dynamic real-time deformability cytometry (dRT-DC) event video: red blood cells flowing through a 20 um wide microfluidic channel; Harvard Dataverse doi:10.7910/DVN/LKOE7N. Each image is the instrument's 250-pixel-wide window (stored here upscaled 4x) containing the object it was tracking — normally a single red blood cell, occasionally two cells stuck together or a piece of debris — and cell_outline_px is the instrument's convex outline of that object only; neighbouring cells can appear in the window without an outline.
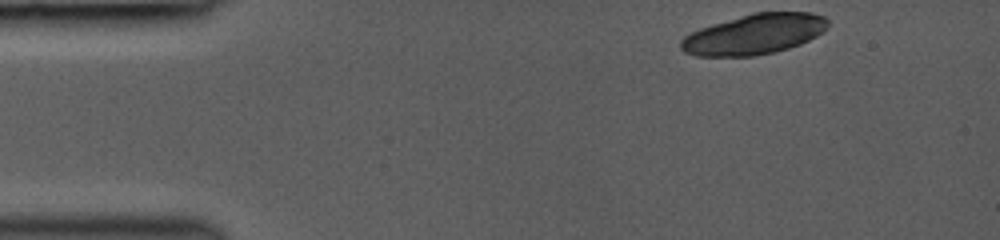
{"species": "common noctule bat (a hibernating species)", "species_latin": "Nyctalus noctula", "temperature_condition": "room temperature", "stored_images_in_passage": 15, "camera_frame_rate_fps": 3000, "um_per_image_px": 0.085, "animal": {"sex": "female", "body_mass_g": 19.0, "forearm_length_mm": 53.3}, "frame": {"image": 1, "passage_image": 1, "time_ms": 0.0, "image_size_px": [1000, 240], "cell_outline_px": [[828, 28], [816, 36], [800, 44], [776, 52], [756, 56], [696, 56], [684, 52], [680, 48], [680, 40], [684, 36], [700, 28], [712, 24], [752, 12], [812, 12], [824, 16], [828, 20]], "centroid_in_image_um": [64.11, 2.91], "position_along_channel_um": 20.9, "area_um2": 34.74}}